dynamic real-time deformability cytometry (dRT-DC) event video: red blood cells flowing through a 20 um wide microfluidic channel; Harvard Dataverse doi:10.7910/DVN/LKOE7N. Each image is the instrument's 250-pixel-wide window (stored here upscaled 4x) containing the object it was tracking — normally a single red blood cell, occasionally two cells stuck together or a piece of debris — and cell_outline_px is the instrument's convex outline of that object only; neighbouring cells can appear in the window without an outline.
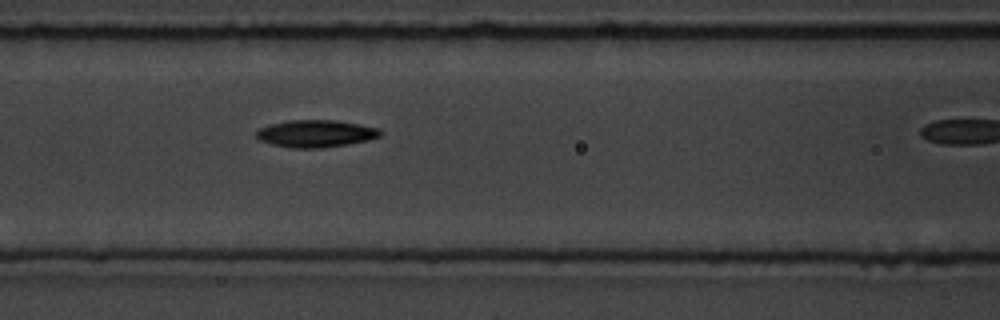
{"species": "common noctule bat (a hibernating species)", "species_latin": "Nyctalus noctula", "temperature_condition": "room temperature", "stored_images_in_passage": 7, "segment_of_instrument_passage": [1, 2], "camera_frame_rate_fps": 3000, "um_per_image_px": 0.085, "animal": {"sex": "male", "body_mass_g": 19.5, "forearm_length_mm": 54.6}, "frame": {"image": 1, "passage_image": 6, "time_ms": 5.667, "image_size_px": [1000, 320], "cell_outline_px": [[380, 136], [368, 140], [348, 144], [320, 148], [288, 148], [272, 144], [260, 140], [256, 136], [256, 132], [260, 128], [272, 124], [288, 120], [336, 120], [380, 128]], "centroid_in_image_um": [26.84, 11.36], "position_along_channel_um": 139.8, "area_um2": 19.59}}